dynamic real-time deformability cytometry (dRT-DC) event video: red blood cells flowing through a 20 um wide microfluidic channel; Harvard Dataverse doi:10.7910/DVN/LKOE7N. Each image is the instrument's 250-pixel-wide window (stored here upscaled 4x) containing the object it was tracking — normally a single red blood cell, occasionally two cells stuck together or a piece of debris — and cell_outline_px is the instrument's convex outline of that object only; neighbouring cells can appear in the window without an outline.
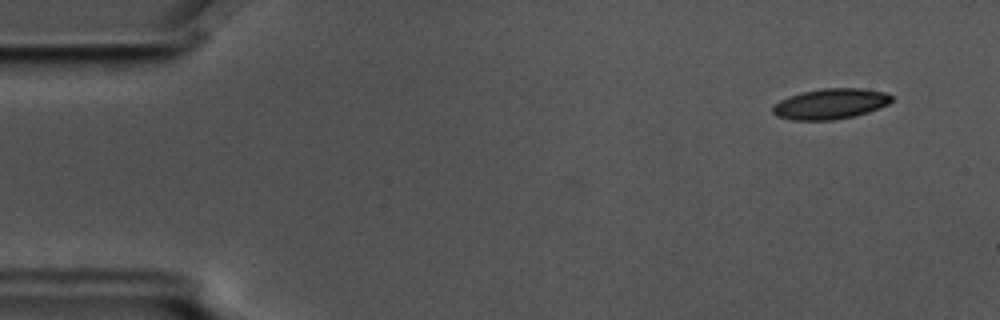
{"species": "common noctule bat (a hibernating species)", "species_latin": "Nyctalus noctula", "temperature_condition": "cold", "stored_images_in_passage": 6, "camera_frame_rate_fps": 3000, "um_per_image_px": 0.085, "animal": {"sex": "male", "body_mass_g": 17.5, "forearm_length_mm": 52.3}, "frame": {"image": 1, "passage_image": 2, "time_ms": 0.333, "image_size_px": [1000, 320], "cell_outline_px": [[892, 100], [888, 104], [868, 112], [856, 116], [832, 120], [792, 120], [776, 116], [772, 112], [772, 108], [780, 100], [788, 96], [820, 88], [860, 88], [888, 92], [892, 96]], "centroid_in_image_um": [70.6, 8.82], "position_along_channel_um": 14.4, "area_um2": 21.21}}